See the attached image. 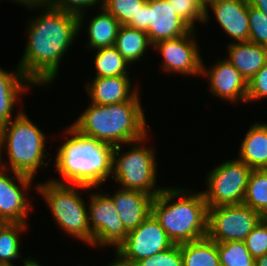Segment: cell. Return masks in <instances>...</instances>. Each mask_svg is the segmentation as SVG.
Returning a JSON list of instances; mask_svg holds the SVG:
<instances>
[{
  "mask_svg": "<svg viewBox=\"0 0 267 266\" xmlns=\"http://www.w3.org/2000/svg\"><path fill=\"white\" fill-rule=\"evenodd\" d=\"M26 9L37 10L38 14L26 19L27 40L17 65L36 88H51L59 77L65 54L79 39L78 14L49 6Z\"/></svg>",
  "mask_w": 267,
  "mask_h": 266,
  "instance_id": "6da1fadb",
  "label": "cell"
},
{
  "mask_svg": "<svg viewBox=\"0 0 267 266\" xmlns=\"http://www.w3.org/2000/svg\"><path fill=\"white\" fill-rule=\"evenodd\" d=\"M61 132H64L62 136H66L63 143L54 150L55 161L52 160L59 179L51 176L49 180L89 187H102L106 184L105 182L111 179L112 154L115 147L82 135L71 125Z\"/></svg>",
  "mask_w": 267,
  "mask_h": 266,
  "instance_id": "7a4b0ae2",
  "label": "cell"
},
{
  "mask_svg": "<svg viewBox=\"0 0 267 266\" xmlns=\"http://www.w3.org/2000/svg\"><path fill=\"white\" fill-rule=\"evenodd\" d=\"M141 93L129 101L109 105L89 103L70 125L82 135L113 147L140 140L150 132Z\"/></svg>",
  "mask_w": 267,
  "mask_h": 266,
  "instance_id": "3957f363",
  "label": "cell"
},
{
  "mask_svg": "<svg viewBox=\"0 0 267 266\" xmlns=\"http://www.w3.org/2000/svg\"><path fill=\"white\" fill-rule=\"evenodd\" d=\"M190 189L165 187L152 203V214L174 244L207 237L208 205L202 190Z\"/></svg>",
  "mask_w": 267,
  "mask_h": 266,
  "instance_id": "277c9868",
  "label": "cell"
},
{
  "mask_svg": "<svg viewBox=\"0 0 267 266\" xmlns=\"http://www.w3.org/2000/svg\"><path fill=\"white\" fill-rule=\"evenodd\" d=\"M31 120L23 110L0 128V167L35 179L38 171L50 166L53 157L47 155L50 139Z\"/></svg>",
  "mask_w": 267,
  "mask_h": 266,
  "instance_id": "5b68a950",
  "label": "cell"
},
{
  "mask_svg": "<svg viewBox=\"0 0 267 266\" xmlns=\"http://www.w3.org/2000/svg\"><path fill=\"white\" fill-rule=\"evenodd\" d=\"M36 192L51 212L55 226L74 240L93 248V236L88 221V202L83 197L88 186L60 184L49 179L35 182ZM80 189V190H79ZM84 191V192H83ZM84 193V194H83ZM66 233V234H65Z\"/></svg>",
  "mask_w": 267,
  "mask_h": 266,
  "instance_id": "8992f818",
  "label": "cell"
},
{
  "mask_svg": "<svg viewBox=\"0 0 267 266\" xmlns=\"http://www.w3.org/2000/svg\"><path fill=\"white\" fill-rule=\"evenodd\" d=\"M149 135L153 136L150 132L140 140L114 148L111 181L118 183L122 189L141 191L156 197L166 186H158L157 152L152 142L151 146L145 145L152 138ZM124 147L129 148L122 149Z\"/></svg>",
  "mask_w": 267,
  "mask_h": 266,
  "instance_id": "52a82bcc",
  "label": "cell"
},
{
  "mask_svg": "<svg viewBox=\"0 0 267 266\" xmlns=\"http://www.w3.org/2000/svg\"><path fill=\"white\" fill-rule=\"evenodd\" d=\"M252 170L234 157L207 171L202 193L208 208L243 203Z\"/></svg>",
  "mask_w": 267,
  "mask_h": 266,
  "instance_id": "ba28073f",
  "label": "cell"
},
{
  "mask_svg": "<svg viewBox=\"0 0 267 266\" xmlns=\"http://www.w3.org/2000/svg\"><path fill=\"white\" fill-rule=\"evenodd\" d=\"M87 194L88 221L93 236V249L101 248L105 251L104 248L112 247L116 251L125 241L128 232L122 224L112 198L102 191L101 187L88 186Z\"/></svg>",
  "mask_w": 267,
  "mask_h": 266,
  "instance_id": "9c48e42d",
  "label": "cell"
},
{
  "mask_svg": "<svg viewBox=\"0 0 267 266\" xmlns=\"http://www.w3.org/2000/svg\"><path fill=\"white\" fill-rule=\"evenodd\" d=\"M174 243L151 213L137 228L128 232L125 241L114 251L117 266H132L135 262L166 251Z\"/></svg>",
  "mask_w": 267,
  "mask_h": 266,
  "instance_id": "30bf717a",
  "label": "cell"
},
{
  "mask_svg": "<svg viewBox=\"0 0 267 266\" xmlns=\"http://www.w3.org/2000/svg\"><path fill=\"white\" fill-rule=\"evenodd\" d=\"M263 218L244 203L208 208L207 237L216 243L244 241Z\"/></svg>",
  "mask_w": 267,
  "mask_h": 266,
  "instance_id": "8fae6325",
  "label": "cell"
},
{
  "mask_svg": "<svg viewBox=\"0 0 267 266\" xmlns=\"http://www.w3.org/2000/svg\"><path fill=\"white\" fill-rule=\"evenodd\" d=\"M196 33L197 30L193 29L183 36L162 40L153 45L152 50L162 56L159 66L163 72L186 78L201 76L203 56Z\"/></svg>",
  "mask_w": 267,
  "mask_h": 266,
  "instance_id": "7c38bea8",
  "label": "cell"
},
{
  "mask_svg": "<svg viewBox=\"0 0 267 266\" xmlns=\"http://www.w3.org/2000/svg\"><path fill=\"white\" fill-rule=\"evenodd\" d=\"M34 182L31 177L0 167V222L29 224L34 211L29 194L37 189V185L32 186Z\"/></svg>",
  "mask_w": 267,
  "mask_h": 266,
  "instance_id": "4fadbf2b",
  "label": "cell"
},
{
  "mask_svg": "<svg viewBox=\"0 0 267 266\" xmlns=\"http://www.w3.org/2000/svg\"><path fill=\"white\" fill-rule=\"evenodd\" d=\"M210 67L202 60L201 77L207 80L210 95L228 101L230 104H247L248 82L242 74L224 57H215ZM212 93V94H211Z\"/></svg>",
  "mask_w": 267,
  "mask_h": 266,
  "instance_id": "5bb4252c",
  "label": "cell"
},
{
  "mask_svg": "<svg viewBox=\"0 0 267 266\" xmlns=\"http://www.w3.org/2000/svg\"><path fill=\"white\" fill-rule=\"evenodd\" d=\"M231 43L249 41L248 0H225L209 5L205 9L204 25L212 22L210 14Z\"/></svg>",
  "mask_w": 267,
  "mask_h": 266,
  "instance_id": "9a60e30c",
  "label": "cell"
},
{
  "mask_svg": "<svg viewBox=\"0 0 267 266\" xmlns=\"http://www.w3.org/2000/svg\"><path fill=\"white\" fill-rule=\"evenodd\" d=\"M148 38L152 45L190 33L193 28L175 13L168 0H148Z\"/></svg>",
  "mask_w": 267,
  "mask_h": 266,
  "instance_id": "2e32d148",
  "label": "cell"
},
{
  "mask_svg": "<svg viewBox=\"0 0 267 266\" xmlns=\"http://www.w3.org/2000/svg\"><path fill=\"white\" fill-rule=\"evenodd\" d=\"M35 87L22 73L21 68L17 64L13 70L12 68L11 70H5L0 67V128L7 125L24 110L23 95L25 96L29 89H36ZM19 104L22 106L20 109H17V107H20ZM15 109L18 110L16 113Z\"/></svg>",
  "mask_w": 267,
  "mask_h": 266,
  "instance_id": "e0dca14e",
  "label": "cell"
},
{
  "mask_svg": "<svg viewBox=\"0 0 267 266\" xmlns=\"http://www.w3.org/2000/svg\"><path fill=\"white\" fill-rule=\"evenodd\" d=\"M132 76H111L89 78L85 83L89 103L109 105L131 100L139 91L141 85L132 82Z\"/></svg>",
  "mask_w": 267,
  "mask_h": 266,
  "instance_id": "ac0fdd59",
  "label": "cell"
},
{
  "mask_svg": "<svg viewBox=\"0 0 267 266\" xmlns=\"http://www.w3.org/2000/svg\"><path fill=\"white\" fill-rule=\"evenodd\" d=\"M90 11L91 10H87L78 14L79 34L85 27L84 29H86V31L84 30V32L88 38L86 41L88 43H86L84 47L91 52L99 48L115 45L120 27L119 21L102 6L95 12L97 14L92 11V18L90 16L87 17ZM85 21L87 23H85Z\"/></svg>",
  "mask_w": 267,
  "mask_h": 266,
  "instance_id": "d6986e66",
  "label": "cell"
},
{
  "mask_svg": "<svg viewBox=\"0 0 267 266\" xmlns=\"http://www.w3.org/2000/svg\"><path fill=\"white\" fill-rule=\"evenodd\" d=\"M108 193L127 232L137 228L151 213L154 196L136 190L117 188ZM111 194V195H110Z\"/></svg>",
  "mask_w": 267,
  "mask_h": 266,
  "instance_id": "ffe728a7",
  "label": "cell"
},
{
  "mask_svg": "<svg viewBox=\"0 0 267 266\" xmlns=\"http://www.w3.org/2000/svg\"><path fill=\"white\" fill-rule=\"evenodd\" d=\"M229 43V44H228ZM227 43L228 57H225L247 80L250 79L266 64L267 47L251 41Z\"/></svg>",
  "mask_w": 267,
  "mask_h": 266,
  "instance_id": "44dd1931",
  "label": "cell"
},
{
  "mask_svg": "<svg viewBox=\"0 0 267 266\" xmlns=\"http://www.w3.org/2000/svg\"><path fill=\"white\" fill-rule=\"evenodd\" d=\"M240 141L237 159L251 169H267V123L254 121Z\"/></svg>",
  "mask_w": 267,
  "mask_h": 266,
  "instance_id": "7402d4cb",
  "label": "cell"
},
{
  "mask_svg": "<svg viewBox=\"0 0 267 266\" xmlns=\"http://www.w3.org/2000/svg\"><path fill=\"white\" fill-rule=\"evenodd\" d=\"M114 46L132 68L153 49L146 32L127 25H120Z\"/></svg>",
  "mask_w": 267,
  "mask_h": 266,
  "instance_id": "603a6c76",
  "label": "cell"
},
{
  "mask_svg": "<svg viewBox=\"0 0 267 266\" xmlns=\"http://www.w3.org/2000/svg\"><path fill=\"white\" fill-rule=\"evenodd\" d=\"M29 225L0 222V264H14V261L23 260L21 243L24 238L21 236L29 230Z\"/></svg>",
  "mask_w": 267,
  "mask_h": 266,
  "instance_id": "cb8c5ba5",
  "label": "cell"
},
{
  "mask_svg": "<svg viewBox=\"0 0 267 266\" xmlns=\"http://www.w3.org/2000/svg\"><path fill=\"white\" fill-rule=\"evenodd\" d=\"M183 266H220L217 243L208 237L180 244Z\"/></svg>",
  "mask_w": 267,
  "mask_h": 266,
  "instance_id": "d4e9b609",
  "label": "cell"
},
{
  "mask_svg": "<svg viewBox=\"0 0 267 266\" xmlns=\"http://www.w3.org/2000/svg\"><path fill=\"white\" fill-rule=\"evenodd\" d=\"M94 51L93 64L95 77L130 76L132 67L118 52L116 47L109 46ZM130 70V71H129Z\"/></svg>",
  "mask_w": 267,
  "mask_h": 266,
  "instance_id": "484cf974",
  "label": "cell"
},
{
  "mask_svg": "<svg viewBox=\"0 0 267 266\" xmlns=\"http://www.w3.org/2000/svg\"><path fill=\"white\" fill-rule=\"evenodd\" d=\"M243 203L267 218V169H253Z\"/></svg>",
  "mask_w": 267,
  "mask_h": 266,
  "instance_id": "4316f807",
  "label": "cell"
},
{
  "mask_svg": "<svg viewBox=\"0 0 267 266\" xmlns=\"http://www.w3.org/2000/svg\"><path fill=\"white\" fill-rule=\"evenodd\" d=\"M220 266H255V258L244 241L217 243Z\"/></svg>",
  "mask_w": 267,
  "mask_h": 266,
  "instance_id": "83f0119b",
  "label": "cell"
},
{
  "mask_svg": "<svg viewBox=\"0 0 267 266\" xmlns=\"http://www.w3.org/2000/svg\"><path fill=\"white\" fill-rule=\"evenodd\" d=\"M146 2L147 0H102L101 6L117 19L120 25H126Z\"/></svg>",
  "mask_w": 267,
  "mask_h": 266,
  "instance_id": "f1b7e54d",
  "label": "cell"
},
{
  "mask_svg": "<svg viewBox=\"0 0 267 266\" xmlns=\"http://www.w3.org/2000/svg\"><path fill=\"white\" fill-rule=\"evenodd\" d=\"M175 10V13L185 20L193 29L196 24L204 25L205 9L200 0H168Z\"/></svg>",
  "mask_w": 267,
  "mask_h": 266,
  "instance_id": "f546056e",
  "label": "cell"
},
{
  "mask_svg": "<svg viewBox=\"0 0 267 266\" xmlns=\"http://www.w3.org/2000/svg\"><path fill=\"white\" fill-rule=\"evenodd\" d=\"M249 41L267 47V15L248 1Z\"/></svg>",
  "mask_w": 267,
  "mask_h": 266,
  "instance_id": "4dcf8cb0",
  "label": "cell"
},
{
  "mask_svg": "<svg viewBox=\"0 0 267 266\" xmlns=\"http://www.w3.org/2000/svg\"><path fill=\"white\" fill-rule=\"evenodd\" d=\"M132 266H183L180 244L145 259L135 262Z\"/></svg>",
  "mask_w": 267,
  "mask_h": 266,
  "instance_id": "1f68e13d",
  "label": "cell"
},
{
  "mask_svg": "<svg viewBox=\"0 0 267 266\" xmlns=\"http://www.w3.org/2000/svg\"><path fill=\"white\" fill-rule=\"evenodd\" d=\"M244 243L254 258L267 253V218H263L253 228Z\"/></svg>",
  "mask_w": 267,
  "mask_h": 266,
  "instance_id": "d6a6232c",
  "label": "cell"
},
{
  "mask_svg": "<svg viewBox=\"0 0 267 266\" xmlns=\"http://www.w3.org/2000/svg\"><path fill=\"white\" fill-rule=\"evenodd\" d=\"M267 98V62L248 82L247 104Z\"/></svg>",
  "mask_w": 267,
  "mask_h": 266,
  "instance_id": "836d02e7",
  "label": "cell"
},
{
  "mask_svg": "<svg viewBox=\"0 0 267 266\" xmlns=\"http://www.w3.org/2000/svg\"><path fill=\"white\" fill-rule=\"evenodd\" d=\"M102 0H50L49 7L80 14L87 10L98 9ZM97 7V8H96Z\"/></svg>",
  "mask_w": 267,
  "mask_h": 266,
  "instance_id": "e575fe53",
  "label": "cell"
},
{
  "mask_svg": "<svg viewBox=\"0 0 267 266\" xmlns=\"http://www.w3.org/2000/svg\"><path fill=\"white\" fill-rule=\"evenodd\" d=\"M148 11H149V5L147 0V2L138 10L135 17H131V20L126 25L132 28H136L140 31L147 32Z\"/></svg>",
  "mask_w": 267,
  "mask_h": 266,
  "instance_id": "d590c367",
  "label": "cell"
},
{
  "mask_svg": "<svg viewBox=\"0 0 267 266\" xmlns=\"http://www.w3.org/2000/svg\"><path fill=\"white\" fill-rule=\"evenodd\" d=\"M8 1H11L13 3L16 2L17 5L26 8L30 6H48L50 0H8Z\"/></svg>",
  "mask_w": 267,
  "mask_h": 266,
  "instance_id": "8d00e7d4",
  "label": "cell"
},
{
  "mask_svg": "<svg viewBox=\"0 0 267 266\" xmlns=\"http://www.w3.org/2000/svg\"><path fill=\"white\" fill-rule=\"evenodd\" d=\"M249 4L267 15V0H248Z\"/></svg>",
  "mask_w": 267,
  "mask_h": 266,
  "instance_id": "74e56055",
  "label": "cell"
},
{
  "mask_svg": "<svg viewBox=\"0 0 267 266\" xmlns=\"http://www.w3.org/2000/svg\"><path fill=\"white\" fill-rule=\"evenodd\" d=\"M22 262L23 265L21 266H42V264H40V262L34 257H25Z\"/></svg>",
  "mask_w": 267,
  "mask_h": 266,
  "instance_id": "f35d334b",
  "label": "cell"
},
{
  "mask_svg": "<svg viewBox=\"0 0 267 266\" xmlns=\"http://www.w3.org/2000/svg\"><path fill=\"white\" fill-rule=\"evenodd\" d=\"M255 266H267V253L255 258Z\"/></svg>",
  "mask_w": 267,
  "mask_h": 266,
  "instance_id": "ab89813d",
  "label": "cell"
},
{
  "mask_svg": "<svg viewBox=\"0 0 267 266\" xmlns=\"http://www.w3.org/2000/svg\"><path fill=\"white\" fill-rule=\"evenodd\" d=\"M218 1H225V0H200L202 6L204 7V9H206L209 5L218 2Z\"/></svg>",
  "mask_w": 267,
  "mask_h": 266,
  "instance_id": "60d3db41",
  "label": "cell"
},
{
  "mask_svg": "<svg viewBox=\"0 0 267 266\" xmlns=\"http://www.w3.org/2000/svg\"><path fill=\"white\" fill-rule=\"evenodd\" d=\"M107 263L105 265H102V266H117L113 261H111L110 263L109 262H107Z\"/></svg>",
  "mask_w": 267,
  "mask_h": 266,
  "instance_id": "b9f144b4",
  "label": "cell"
},
{
  "mask_svg": "<svg viewBox=\"0 0 267 266\" xmlns=\"http://www.w3.org/2000/svg\"><path fill=\"white\" fill-rule=\"evenodd\" d=\"M16 264H0V266H15Z\"/></svg>",
  "mask_w": 267,
  "mask_h": 266,
  "instance_id": "7bdbcfd3",
  "label": "cell"
}]
</instances>
